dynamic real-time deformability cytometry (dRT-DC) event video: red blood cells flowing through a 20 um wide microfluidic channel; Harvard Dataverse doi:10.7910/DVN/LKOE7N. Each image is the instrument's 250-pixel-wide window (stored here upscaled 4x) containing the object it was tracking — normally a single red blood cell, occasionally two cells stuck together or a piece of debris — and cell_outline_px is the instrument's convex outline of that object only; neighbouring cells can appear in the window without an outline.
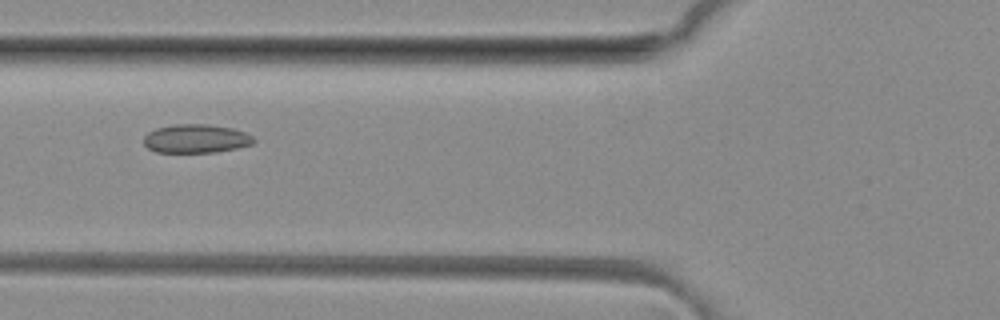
{"species": "common noctule bat (a hibernating species)", "species_latin": "Nyctalus noctula", "temperature_condition": "room temperature", "stored_images_in_passage": 29, "camera_frame_rate_fps": 3000, "um_per_image_px": 0.085, "animal": {"sex": "female", "body_mass_g": 29.2, "forearm_length_mm": 56.3}, "frame": {"image": 1, "passage_image": 4, "time_ms": 1.0, "image_size_px": [1000, 320], "cell_outline_px": [[256, 140], [252, 144], [236, 148], [216, 152], [156, 152], [148, 148], [144, 144], [144, 136], [148, 132], [156, 128], [172, 124], [208, 124], [232, 128], [244, 132], [252, 136]], "centroid_in_image_um": [16.64, 11.78], "position_along_channel_um": 109.2, "area_um2": 18.38}}
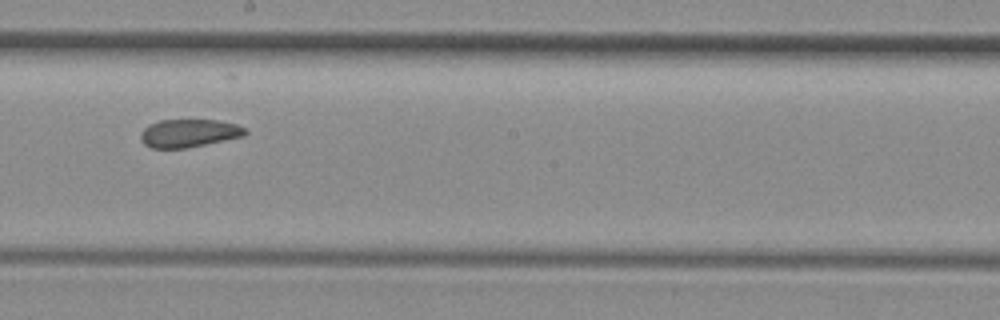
{"frame": {"image": 2, "passage_image": 13, "time_ms": 4.0, "image_size_px": [1000, 320], "cell_outline_px": [[248, 132], [244, 136], [184, 148], [152, 148], [144, 144], [140, 140], [140, 132], [148, 124], [160, 120], [216, 120], [236, 124], [248, 128]], "centroid_in_image_um": [16.05, 11.31], "position_along_channel_um": 232.2, "area_um2": 17.11}}
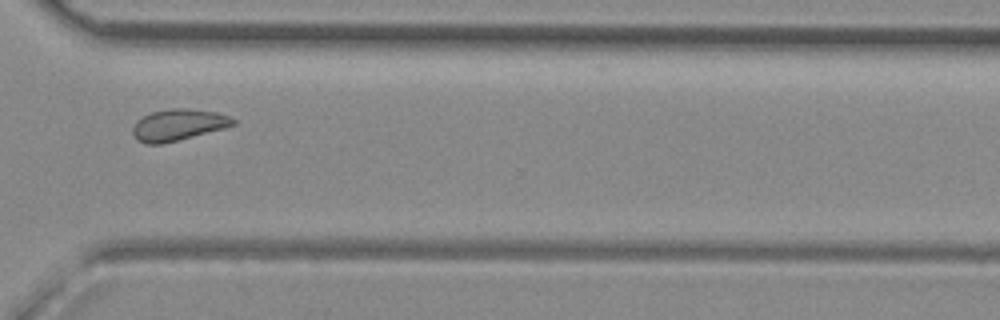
{"frame": {"image": 3, "passage_image": 22, "time_ms": 7.0, "image_size_px": [1000, 320], "cell_outline_px": [[236, 124], [224, 128], [160, 144], [144, 144], [136, 140], [132, 132], [132, 128], [136, 120], [152, 112], [172, 108], [188, 108], [216, 112], [228, 116], [236, 120]], "centroid_in_image_um": [15.12, 10.61], "position_along_channel_um": 355.5, "area_um2": 18.26}, "authors_computed_cell_mechanics": {"area_um2": 18.0914, "velocity_mm_per_s": 4.1011, "shape_relaxation_time_tau1_ms": null, "shape_relaxation_time_tau2_ms": 3.3888, "deformation_change_tau1": null, "deformation_change_tau2": 0.0786}}